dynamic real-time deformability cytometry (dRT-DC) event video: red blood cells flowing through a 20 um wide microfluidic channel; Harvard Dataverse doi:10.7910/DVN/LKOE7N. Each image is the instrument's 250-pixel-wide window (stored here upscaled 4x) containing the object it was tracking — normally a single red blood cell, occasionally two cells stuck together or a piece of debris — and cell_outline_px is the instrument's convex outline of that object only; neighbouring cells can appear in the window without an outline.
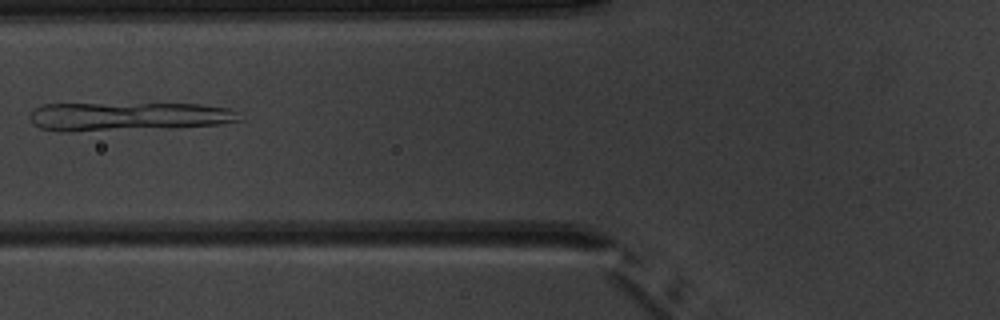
{"species": "common noctule bat (a hibernating species)", "species_latin": "Nyctalus noctula", "temperature_condition": "warm", "stored_images_in_passage": 6, "camera_frame_rate_fps": 3000, "um_per_image_px": 0.085, "animal": {"sex": "male", "body_mass_g": 20.1, "forearm_length_mm": 53.5}, "frame": {"image": 1, "passage_image": 5, "time_ms": 4.667, "image_size_px": [1000, 320], "cell_outline_px": [[244, 120], [220, 124], [68, 132], [56, 132], [40, 128], [32, 124], [28, 116], [32, 108], [44, 104], [200, 104], [232, 108]], "centroid_in_image_um": [10.81, 9.89], "position_along_channel_um": 115.0, "area_um2": 34.91}}